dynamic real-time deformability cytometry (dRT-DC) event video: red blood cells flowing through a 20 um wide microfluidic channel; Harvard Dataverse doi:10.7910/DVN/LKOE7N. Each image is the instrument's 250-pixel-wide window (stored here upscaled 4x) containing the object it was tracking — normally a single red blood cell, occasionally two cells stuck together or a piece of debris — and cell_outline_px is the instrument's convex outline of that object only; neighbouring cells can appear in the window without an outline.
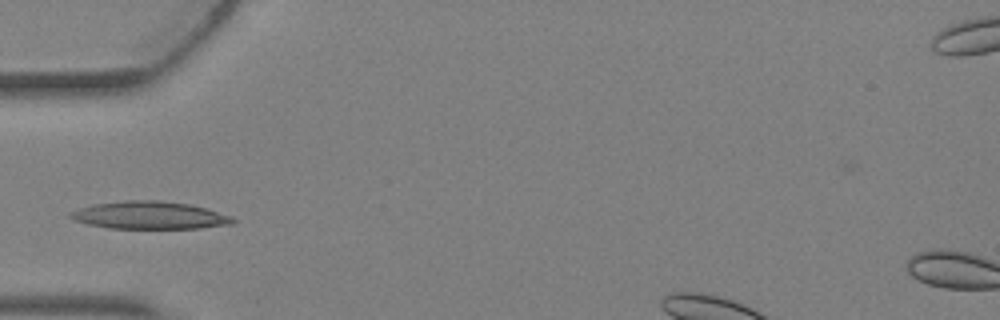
{"species": "Egyptian fruit bat (a non-hibernating species)", "species_latin": "Rousettus aegyptiacus", "temperature_condition": "warm", "stored_images_in_passage": 1, "camera_frame_rate_fps": 3000, "um_per_image_px": 0.085, "animal": {"sex": "female"}, "frame": {"image": 1, "passage_image": 1, "time_ms": 0.0, "image_size_px": [1000, 320], "cell_outline_px": [[236, 220], [232, 224], [200, 228], [108, 228], [88, 224], [76, 220], [68, 216], [72, 212], [80, 208], [96, 204], [128, 200], [160, 200], [188, 204], [204, 208], [228, 216]], "centroid_in_image_um": [12.71, 18.3], "position_along_channel_um": 72.3, "area_um2": 25.61}}